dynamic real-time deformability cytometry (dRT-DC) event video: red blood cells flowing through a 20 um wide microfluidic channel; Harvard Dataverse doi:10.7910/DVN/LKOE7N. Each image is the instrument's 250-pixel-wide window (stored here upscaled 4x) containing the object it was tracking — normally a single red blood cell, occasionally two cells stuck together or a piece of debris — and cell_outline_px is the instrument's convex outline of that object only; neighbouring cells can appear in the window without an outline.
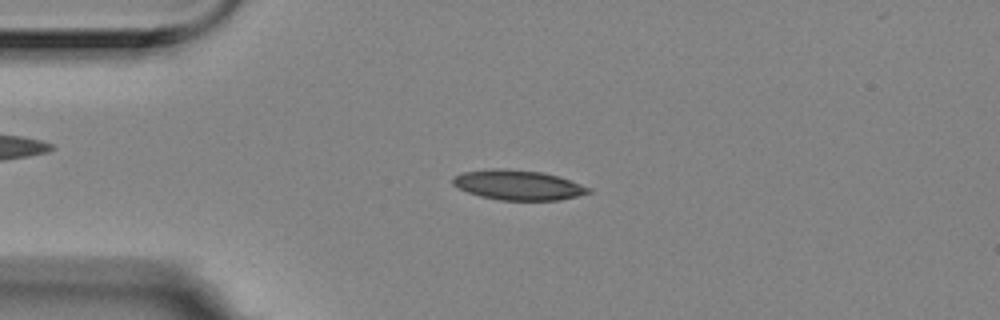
{"species": "Egyptian fruit bat (a non-hibernating species)", "species_latin": "Rousettus aegyptiacus", "temperature_condition": "room temperature", "stored_images_in_passage": 6, "camera_frame_rate_fps": 3000, "um_per_image_px": 0.085, "animal": {"sex": "female"}, "frame": {"image": 1, "passage_image": 3, "time_ms": 0.667, "image_size_px": [1000, 320], "cell_outline_px": [[592, 192], [560, 200], [500, 200], [480, 196], [468, 192], [452, 184], [452, 176], [464, 172], [492, 168], [504, 168], [540, 172], [556, 176], [592, 188]], "centroid_in_image_um": [44.01, 15.73], "position_along_channel_um": 41.0, "area_um2": 23.47}}
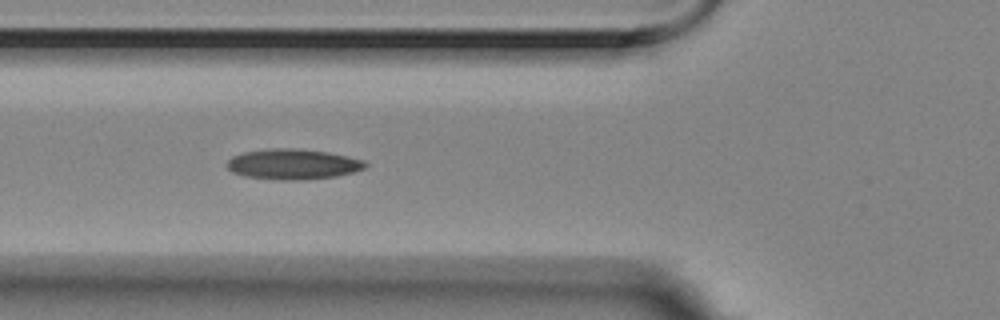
{"frame": {"image": 2, "passage_image": 5, "time_ms": 1.333, "image_size_px": [1000, 320], "cell_outline_px": [[368, 164], [364, 168], [352, 172], [336, 176], [296, 180], [284, 180], [244, 176], [232, 172], [228, 168], [228, 160], [232, 156], [244, 152], [272, 148], [292, 148], [328, 152], [348, 156], [364, 160]], "centroid_in_image_um": [24.9, 13.95], "position_along_channel_um": 100.9, "area_um2": 24.28}}
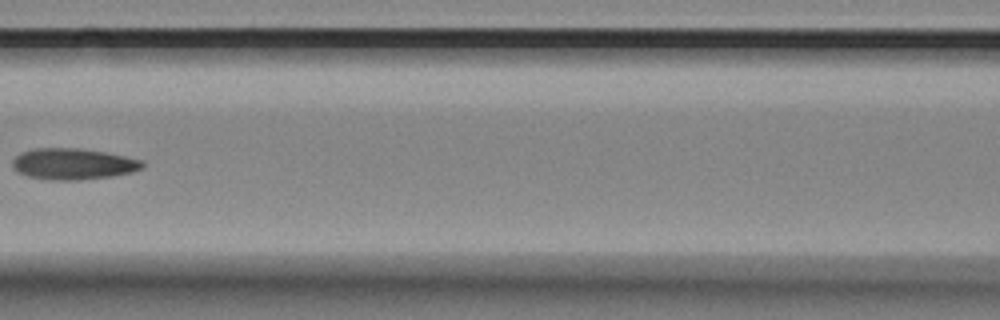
{"frame": {"image": 3, "passage_image": 6, "time_ms": 1.667, "image_size_px": [1000, 320], "cell_outline_px": [[144, 168], [132, 172], [112, 176], [76, 180], [48, 180], [28, 176], [12, 168], [12, 160], [20, 152], [32, 148], [80, 148], [104, 152], [144, 160]], "centroid_in_image_um": [6.21, 13.93], "position_along_channel_um": 160.4, "area_um2": 23.76}}